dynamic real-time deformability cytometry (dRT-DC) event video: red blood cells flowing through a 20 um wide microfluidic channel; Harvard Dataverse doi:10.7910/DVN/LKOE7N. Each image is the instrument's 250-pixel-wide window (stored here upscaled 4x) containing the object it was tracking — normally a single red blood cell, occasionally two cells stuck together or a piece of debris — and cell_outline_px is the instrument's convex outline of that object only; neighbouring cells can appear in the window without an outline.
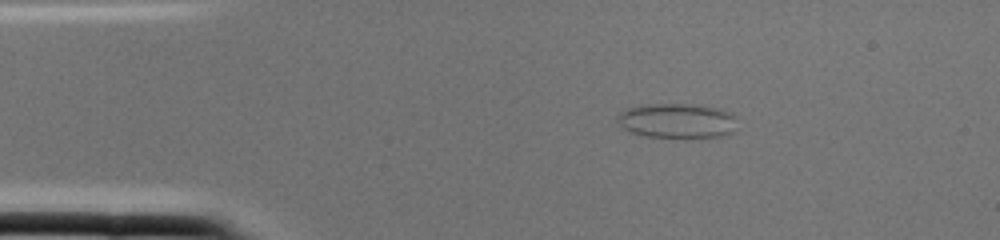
{"species": "common noctule bat (a hibernating species)", "species_latin": "Nyctalus noctula", "temperature_condition": "cold", "stored_images_in_passage": 2, "camera_frame_rate_fps": 3000, "um_per_image_px": 0.085, "animal": {"sex": "female", "body_mass_g": 22.0, "forearm_length_mm": 56.7}, "frame": {"image": 1, "passage_image": 2, "time_ms": 0.333, "image_size_px": [1000, 240], "cell_outline_px": [[736, 132], [720, 136], [684, 140], [644, 136], [632, 132], [624, 128], [620, 124], [616, 116], [620, 112], [628, 108], [640, 104], [696, 104], [720, 108], [736, 116]], "centroid_in_image_um": [57.6, 10.29], "position_along_channel_um": 27.4, "area_um2": 25.26}}